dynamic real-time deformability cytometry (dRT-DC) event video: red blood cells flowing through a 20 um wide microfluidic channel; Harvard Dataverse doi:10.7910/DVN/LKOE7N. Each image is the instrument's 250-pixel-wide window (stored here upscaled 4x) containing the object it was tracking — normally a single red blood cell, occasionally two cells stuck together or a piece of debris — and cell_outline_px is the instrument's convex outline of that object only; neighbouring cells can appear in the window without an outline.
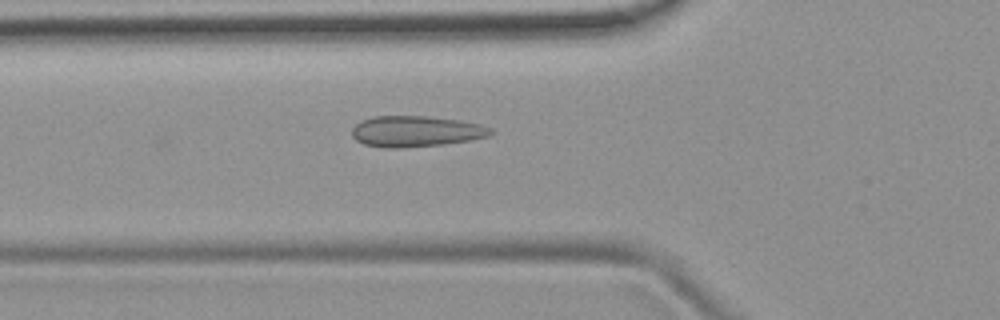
{"species": "common noctule bat (a hibernating species)", "species_latin": "Nyctalus noctula", "temperature_condition": "room temperature", "stored_images_in_passage": 31, "camera_frame_rate_fps": 3000, "um_per_image_px": 0.085, "animal": {"sex": "female", "body_mass_g": 19.9}, "frame": {"image": 1, "passage_image": 4, "time_ms": 1.0, "image_size_px": [1000, 320], "cell_outline_px": [[496, 132], [492, 136], [472, 140], [444, 144], [404, 148], [388, 148], [364, 144], [356, 140], [352, 136], [352, 128], [360, 120], [372, 116], [428, 116], [460, 120], [480, 124], [492, 128]], "centroid_in_image_um": [35.4, 11.16], "position_along_channel_um": 90.4, "area_um2": 25.43}}
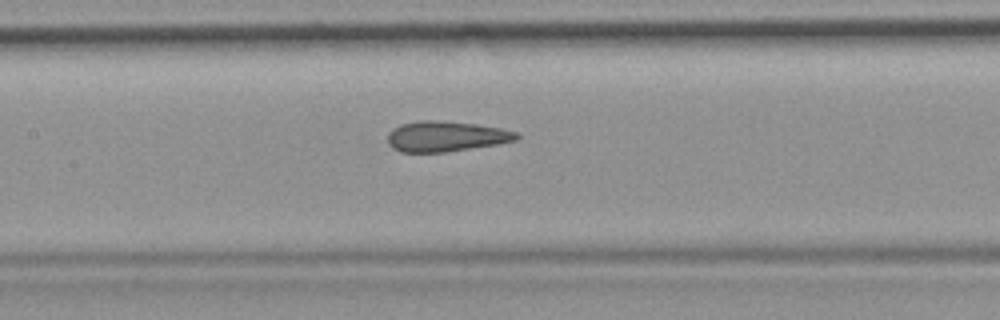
{"frame": {"image": 2, "passage_image": 10, "time_ms": 3.0, "image_size_px": [1000, 320], "cell_outline_px": [[520, 136], [516, 140], [496, 144], [444, 152], [400, 152], [392, 148], [388, 144], [388, 132], [392, 128], [400, 124], [420, 120], [436, 120], [476, 124], [500, 128], [516, 132]], "centroid_in_image_um": [37.85, 11.58], "position_along_channel_um": 169.6, "area_um2": 22.77}}
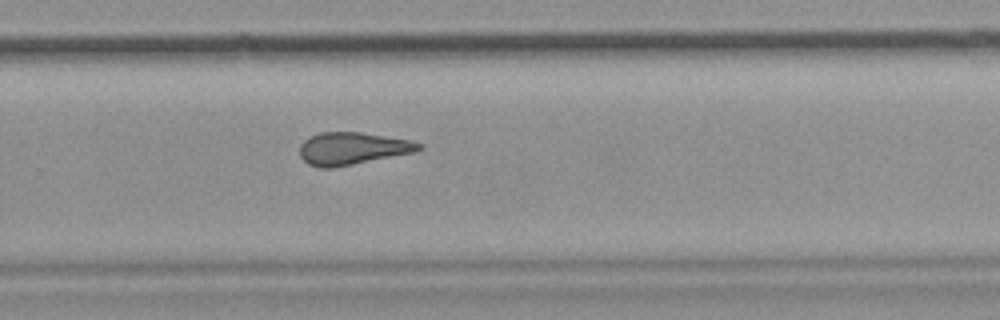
{"frame": {"image": 3, "passage_image": 20, "time_ms": 6.333, "image_size_px": [1000, 320], "cell_outline_px": [[424, 148], [416, 152], [332, 168], [320, 168], [308, 164], [300, 156], [300, 144], [304, 140], [320, 132], [360, 132], [408, 140], [420, 144]], "centroid_in_image_um": [29.93, 12.63], "position_along_channel_um": 299.9, "area_um2": 22.31}, "authors_computed_cell_mechanics": {"area_um2": 22.6576, "velocity_mm_per_s": 3.9295, "shape_relaxation_time_tau1_ms": null, "shape_relaxation_time_tau2_ms": 1.8749, "deformation_change_tau1": null, "deformation_change_tau2": 0.0893}}